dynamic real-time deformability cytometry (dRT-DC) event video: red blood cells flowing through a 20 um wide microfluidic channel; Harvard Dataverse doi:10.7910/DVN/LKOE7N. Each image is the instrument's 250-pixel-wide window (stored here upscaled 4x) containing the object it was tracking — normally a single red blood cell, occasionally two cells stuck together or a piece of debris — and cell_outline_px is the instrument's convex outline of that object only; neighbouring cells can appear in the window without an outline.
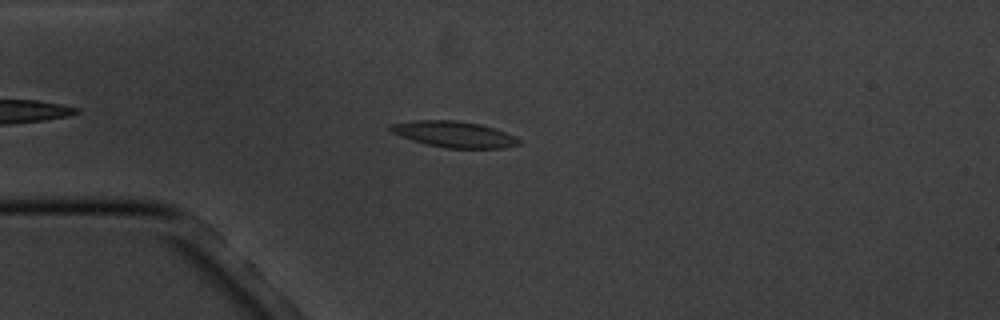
{"species": "common noctule bat (a hibernating species)", "species_latin": "Nyctalus noctula", "temperature_condition": "cold", "stored_images_in_passage": 5, "camera_frame_rate_fps": 3000, "um_per_image_px": 0.085, "animal": {"sex": "male", "body_mass_g": 20.1, "forearm_length_mm": 53.5}, "frame": {"image": 1, "passage_image": 3, "time_ms": 2.333, "image_size_px": [1000, 320], "cell_outline_px": [[524, 140], [520, 144], [504, 148], [444, 148], [412, 140], [400, 136], [392, 132], [388, 128], [388, 124], [416, 120], [456, 120], [480, 124], [504, 132]], "centroid_in_image_um": [38.59, 11.41], "position_along_channel_um": 46.4, "area_um2": 19.54}}
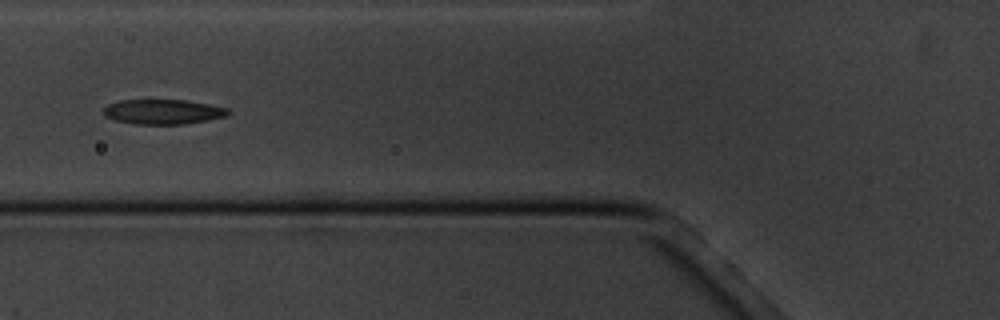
{"frame": {"image": 2, "passage_image": 5, "time_ms": 4.667, "image_size_px": [1000, 320], "cell_outline_px": [[232, 112], [224, 116], [184, 124], [132, 124], [116, 120], [104, 116], [104, 108], [108, 104], [120, 100], [184, 100], [208, 104], [228, 108]], "centroid_in_image_um": [13.82, 9.5], "position_along_channel_um": 112.0, "area_um2": 17.86}}